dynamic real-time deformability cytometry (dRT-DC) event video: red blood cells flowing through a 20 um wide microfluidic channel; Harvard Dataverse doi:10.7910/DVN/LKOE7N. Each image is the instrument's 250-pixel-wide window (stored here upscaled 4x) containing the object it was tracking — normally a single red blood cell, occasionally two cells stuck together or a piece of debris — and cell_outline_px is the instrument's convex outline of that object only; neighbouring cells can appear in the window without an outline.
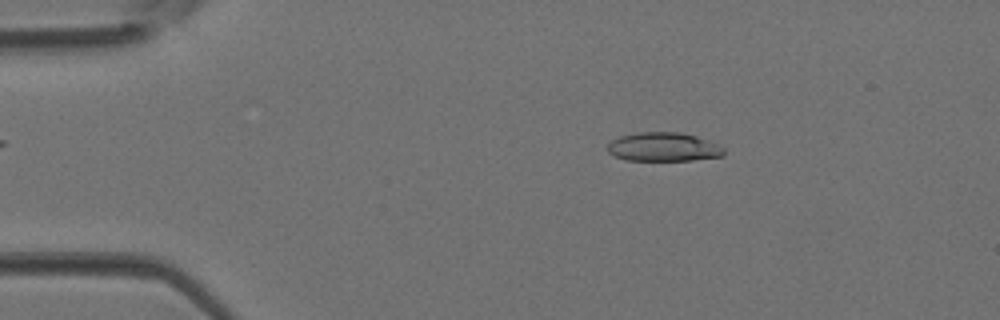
{"species": "Egyptian fruit bat (a non-hibernating species)", "species_latin": "Rousettus aegyptiacus", "temperature_condition": "room temperature", "stored_images_in_passage": 40, "camera_frame_rate_fps": 3000, "um_per_image_px": 0.085, "animal": {"sex": "female"}, "frame": {"image": 1, "passage_image": 5, "time_ms": 1.333, "image_size_px": [1000, 320], "cell_outline_px": [[724, 156], [692, 160], [624, 160], [608, 152], [608, 144], [612, 140], [620, 136], [640, 132], [680, 132], [716, 144], [724, 148]], "centroid_in_image_um": [56.36, 12.5], "position_along_channel_um": 28.6, "area_um2": 19.25}}
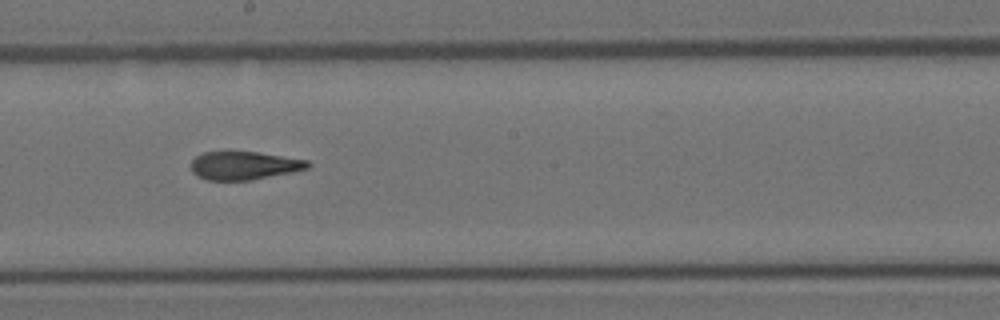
{"frame": {"image": 2, "passage_image": 21, "time_ms": 6.667, "image_size_px": [1000, 320], "cell_outline_px": [[312, 164], [308, 168], [292, 172], [252, 180], [208, 180], [192, 172], [192, 160], [196, 156], [204, 152], [256, 152], [308, 160]], "centroid_in_image_um": [20.78, 14.07], "position_along_channel_um": 227.4, "area_um2": 19.02}}
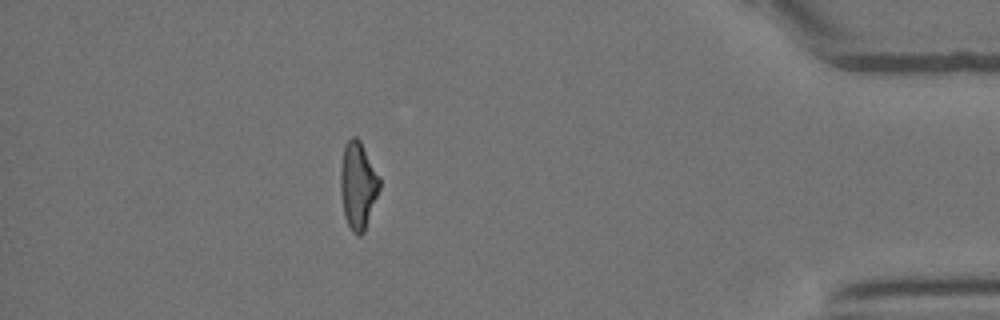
{"frame": {"image": 3, "passage_image": 35, "time_ms": 11.333, "image_size_px": [1000, 320], "cell_outline_px": [[380, 188], [364, 232], [360, 236], [352, 232], [344, 216], [340, 192], [340, 164], [344, 144], [352, 136], [356, 136], [360, 140], [380, 176]], "centroid_in_image_um": [30.41, 15.72], "position_along_channel_um": 404.8, "area_um2": 20.11}}